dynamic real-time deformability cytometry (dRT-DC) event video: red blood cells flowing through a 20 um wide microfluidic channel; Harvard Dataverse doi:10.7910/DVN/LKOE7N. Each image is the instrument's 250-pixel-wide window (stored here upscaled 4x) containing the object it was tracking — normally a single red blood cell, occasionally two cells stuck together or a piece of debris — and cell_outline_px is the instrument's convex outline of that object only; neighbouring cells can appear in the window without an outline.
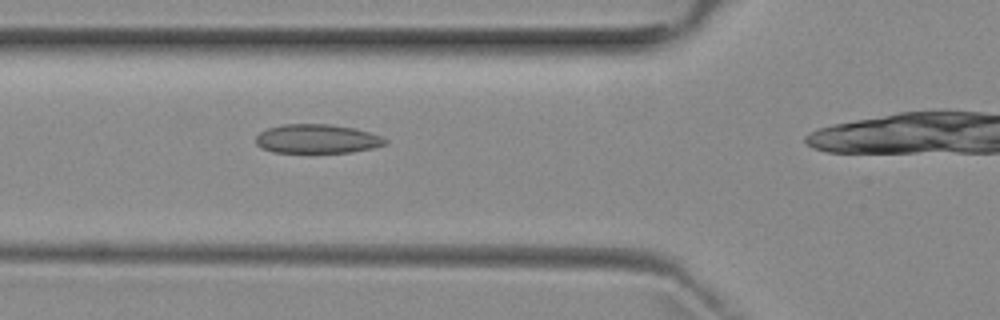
{"species": "common noctule bat (a hibernating species)", "species_latin": "Nyctalus noctula", "temperature_condition": "room temperature", "stored_images_in_passage": 2, "camera_frame_rate_fps": 3000, "um_per_image_px": 0.085, "animal": {"sex": "female", "body_mass_g": 29.2, "forearm_length_mm": 56.3}, "frame": {"image": 1, "passage_image": 2, "time_ms": 1.0, "image_size_px": [1000, 320], "cell_outline_px": [[388, 144], [372, 148], [352, 152], [272, 152], [260, 148], [256, 144], [256, 136], [260, 132], [268, 128], [284, 124], [332, 124], [352, 128], [368, 132], [380, 136], [388, 140]], "centroid_in_image_um": [26.94, 11.8], "position_along_channel_um": 98.9, "area_um2": 21.85}}